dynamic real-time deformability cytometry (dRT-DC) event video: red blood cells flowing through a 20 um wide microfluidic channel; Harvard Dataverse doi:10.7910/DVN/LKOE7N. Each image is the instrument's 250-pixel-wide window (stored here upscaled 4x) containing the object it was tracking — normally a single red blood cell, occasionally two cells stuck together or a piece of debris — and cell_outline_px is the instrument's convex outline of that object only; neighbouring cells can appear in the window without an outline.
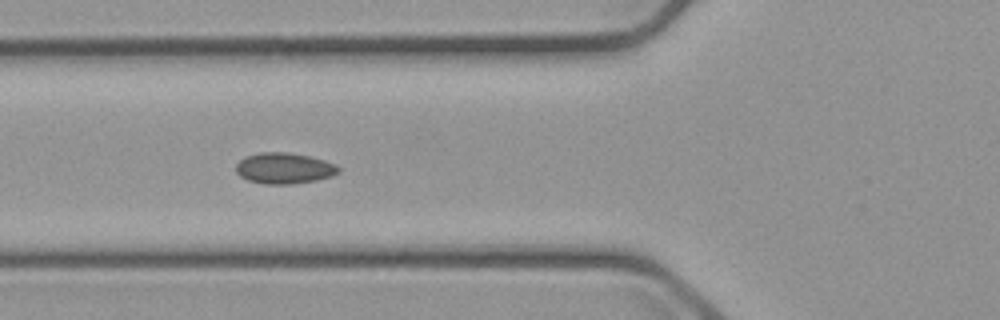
{"species": "common noctule bat (a hibernating species)", "species_latin": "Nyctalus noctula", "temperature_condition": "cold", "stored_images_in_passage": 6, "camera_frame_rate_fps": 3000, "um_per_image_px": 0.085, "animal": {"sex": "male", "body_mass_g": 23.1, "forearm_length_mm": 52.7}, "frame": {"image": 1, "passage_image": 5, "time_ms": 4.667, "image_size_px": [1000, 320], "cell_outline_px": [[340, 172], [332, 176], [316, 180], [292, 184], [264, 184], [248, 180], [240, 176], [236, 172], [236, 164], [244, 156], [260, 152], [288, 152], [308, 156], [324, 160], [336, 164], [340, 168]], "centroid_in_image_um": [24.15, 14.3], "position_along_channel_um": 101.6, "area_um2": 18.61}}
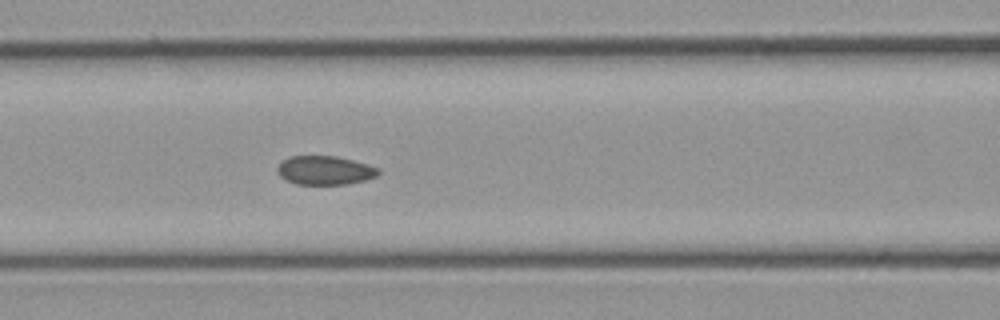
{"frame": {"image": 2, "passage_image": 6, "time_ms": 5.667, "image_size_px": [1000, 320], "cell_outline_px": [[380, 172], [376, 176], [364, 180], [344, 184], [296, 184], [280, 176], [276, 168], [288, 156], [336, 156], [368, 164], [380, 168]], "centroid_in_image_um": [27.63, 14.47], "position_along_channel_um": 139.0, "area_um2": 16.82}}